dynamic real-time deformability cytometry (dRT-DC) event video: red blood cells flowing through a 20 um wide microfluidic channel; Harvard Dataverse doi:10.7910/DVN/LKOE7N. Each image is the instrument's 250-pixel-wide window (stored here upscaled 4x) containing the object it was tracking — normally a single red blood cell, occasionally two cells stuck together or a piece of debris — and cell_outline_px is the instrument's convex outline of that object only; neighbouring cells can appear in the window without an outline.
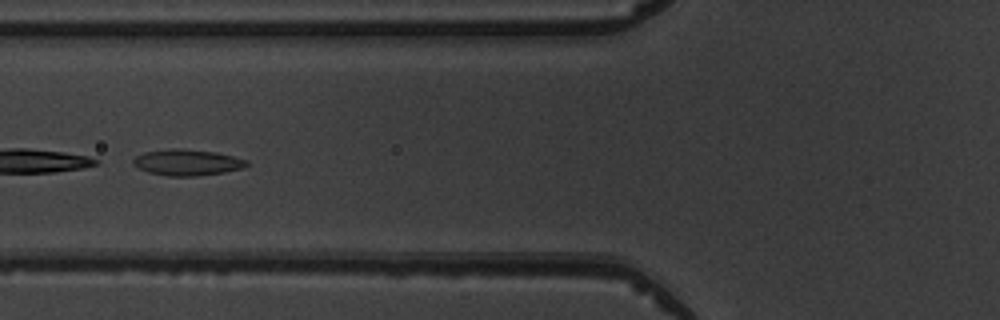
{"species": "common noctule bat (a hibernating species)", "species_latin": "Nyctalus noctula", "temperature_condition": "warm", "stored_images_in_passage": 5, "camera_frame_rate_fps": 3000, "um_per_image_px": 0.085, "animal": {"sex": "male", "body_mass_g": 19.5, "forearm_length_mm": 54.6}, "frame": {"image": 1, "passage_image": 5, "time_ms": 5.333, "image_size_px": [1000, 320], "cell_outline_px": [[248, 164], [244, 168], [224, 172], [196, 176], [168, 176], [148, 172], [132, 164], [132, 160], [136, 156], [144, 152], [168, 148], [184, 148], [216, 152], [248, 160]], "centroid_in_image_um": [15.9, 13.79], "position_along_channel_um": 109.9, "area_um2": 17.4}}